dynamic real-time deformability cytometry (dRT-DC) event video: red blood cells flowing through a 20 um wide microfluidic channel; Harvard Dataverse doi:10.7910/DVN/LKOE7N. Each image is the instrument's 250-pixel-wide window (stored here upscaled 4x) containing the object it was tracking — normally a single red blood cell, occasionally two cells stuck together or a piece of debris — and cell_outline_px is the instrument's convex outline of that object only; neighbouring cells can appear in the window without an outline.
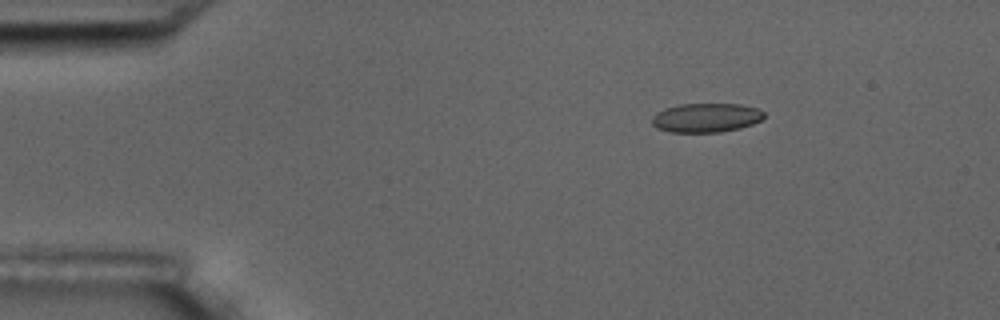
{"species": "common noctule bat (a hibernating species)", "species_latin": "Nyctalus noctula", "temperature_condition": "room temperature", "stored_images_in_passage": 6, "camera_frame_rate_fps": 3000, "um_per_image_px": 0.085, "animal": {"sex": "male", "body_mass_g": 17.5, "forearm_length_mm": 52.3}, "frame": {"image": 1, "passage_image": 3, "time_ms": 2.333, "image_size_px": [1000, 320], "cell_outline_px": [[764, 116], [760, 120], [752, 124], [740, 128], [720, 132], [672, 132], [656, 128], [652, 124], [652, 116], [656, 112], [664, 108], [680, 104], [740, 104], [756, 108], [764, 112]], "centroid_in_image_um": [59.98, 10.0], "position_along_channel_um": 25.0, "area_um2": 19.02}}
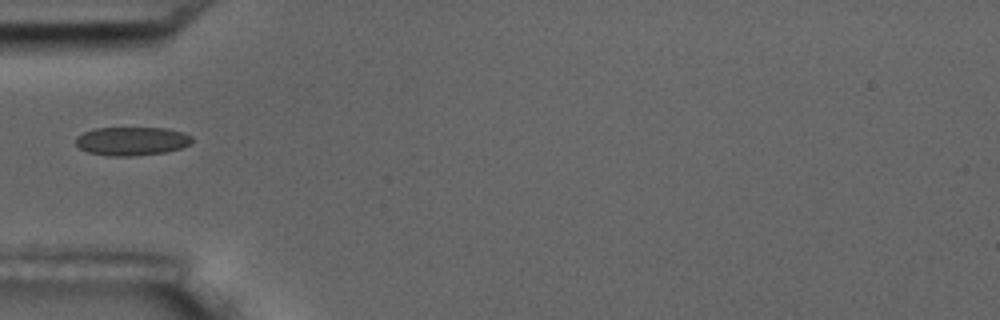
{"frame": {"image": 2, "passage_image": 6, "time_ms": 5.667, "image_size_px": [1000, 320], "cell_outline_px": [[192, 140], [188, 144], [180, 148], [164, 152], [132, 156], [108, 156], [88, 152], [80, 148], [76, 144], [76, 136], [84, 132], [96, 128], [164, 128], [180, 132], [192, 136]], "centroid_in_image_um": [11.16, 12.0], "position_along_channel_um": 73.8, "area_um2": 19.13}}